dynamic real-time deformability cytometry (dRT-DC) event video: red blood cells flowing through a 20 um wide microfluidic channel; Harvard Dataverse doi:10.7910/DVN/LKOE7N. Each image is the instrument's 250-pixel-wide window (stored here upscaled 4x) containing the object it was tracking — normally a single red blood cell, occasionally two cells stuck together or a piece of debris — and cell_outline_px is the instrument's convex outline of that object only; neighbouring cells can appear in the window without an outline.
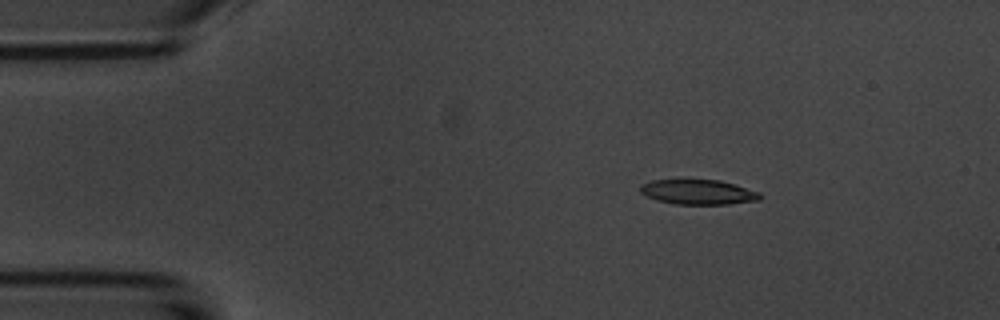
{"species": "common noctule bat (a hibernating species)", "species_latin": "Nyctalus noctula", "temperature_condition": "room temperature", "stored_images_in_passage": 5, "camera_frame_rate_fps": 3000, "um_per_image_px": 0.085, "animal": {"sex": "male", "body_mass_g": 20.1, "forearm_length_mm": 53.5}, "frame": {"image": 1, "passage_image": 3, "time_ms": 2.333, "image_size_px": [1000, 320], "cell_outline_px": [[760, 200], [728, 204], [676, 204], [656, 200], [640, 192], [640, 184], [652, 180], [720, 180], [760, 192]], "centroid_in_image_um": [59.33, 16.32], "position_along_channel_um": 25.7, "area_um2": 17.22}}